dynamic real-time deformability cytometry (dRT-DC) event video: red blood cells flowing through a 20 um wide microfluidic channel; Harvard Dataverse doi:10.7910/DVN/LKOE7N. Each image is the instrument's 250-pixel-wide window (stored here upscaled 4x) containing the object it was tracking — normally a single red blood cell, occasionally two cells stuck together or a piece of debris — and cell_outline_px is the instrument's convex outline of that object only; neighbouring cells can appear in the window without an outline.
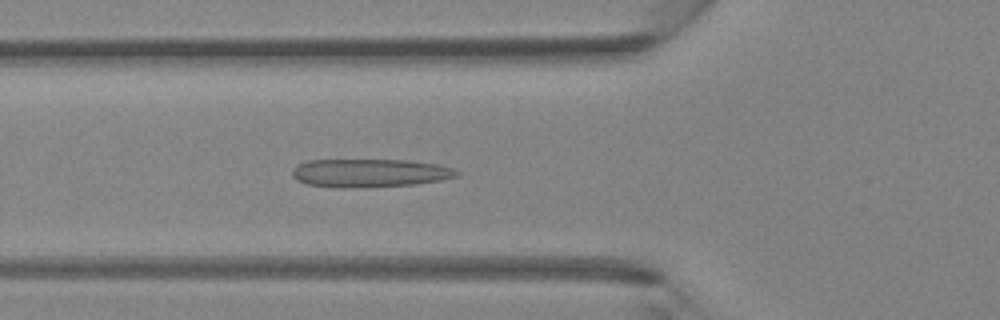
{"species": "Egyptian fruit bat (a non-hibernating species)", "species_latin": "Rousettus aegyptiacus", "temperature_condition": "room temperature", "stored_images_in_passage": 42, "camera_frame_rate_fps": 3000, "um_per_image_px": 0.085, "animal": {"sex": "female"}, "frame": {"image": 1, "passage_image": 14, "time_ms": 4.333, "image_size_px": [1000, 320], "cell_outline_px": [[460, 176], [440, 180], [416, 184], [348, 188], [336, 188], [308, 184], [296, 180], [292, 176], [292, 172], [300, 164], [308, 160], [408, 160], [440, 164], [452, 168], [460, 172]], "centroid_in_image_um": [31.47, 14.7], "position_along_channel_um": 94.3, "area_um2": 27.17}}
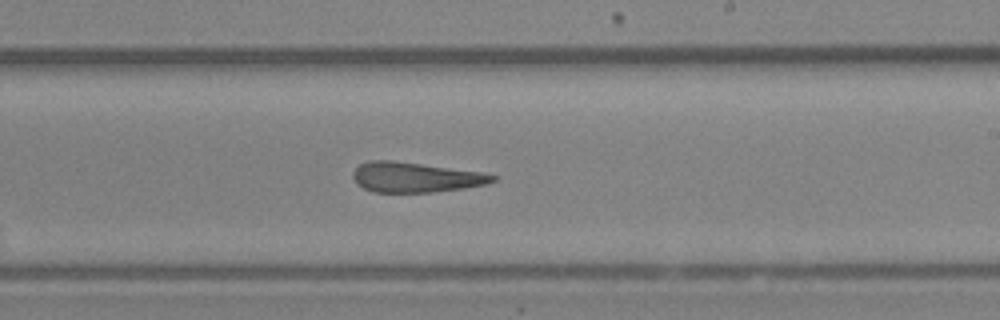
{"frame": {"image": 2, "passage_image": 24, "time_ms": 7.667, "image_size_px": [1000, 320], "cell_outline_px": [[496, 180], [488, 184], [464, 188], [432, 192], [372, 192], [356, 184], [352, 176], [352, 172], [360, 164], [368, 160], [392, 160], [484, 172], [496, 176]], "centroid_in_image_um": [35.3, 15.06], "position_along_channel_um": 253.7, "area_um2": 24.62}}
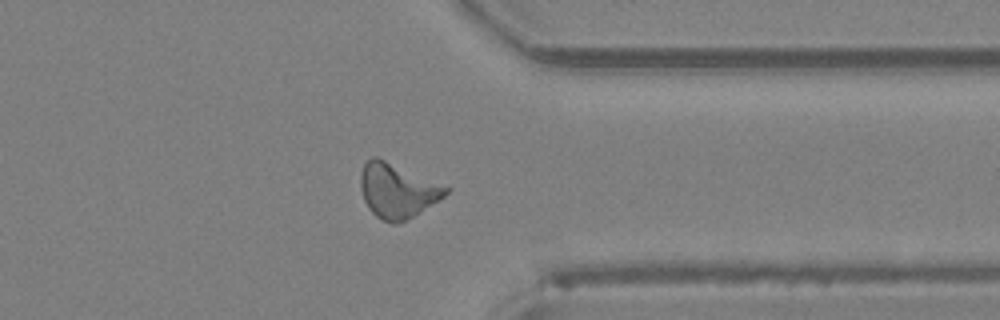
{"frame": {"image": 3, "passage_image": 32, "time_ms": 10.333, "image_size_px": [1000, 320], "cell_outline_px": [[452, 188], [444, 196], [420, 212], [396, 224], [392, 224], [376, 216], [368, 208], [364, 200], [360, 188], [360, 176], [364, 164], [372, 156], [376, 156]], "centroid_in_image_um": [33.76, 16.19], "position_along_channel_um": 377.6, "area_um2": 26.82}}